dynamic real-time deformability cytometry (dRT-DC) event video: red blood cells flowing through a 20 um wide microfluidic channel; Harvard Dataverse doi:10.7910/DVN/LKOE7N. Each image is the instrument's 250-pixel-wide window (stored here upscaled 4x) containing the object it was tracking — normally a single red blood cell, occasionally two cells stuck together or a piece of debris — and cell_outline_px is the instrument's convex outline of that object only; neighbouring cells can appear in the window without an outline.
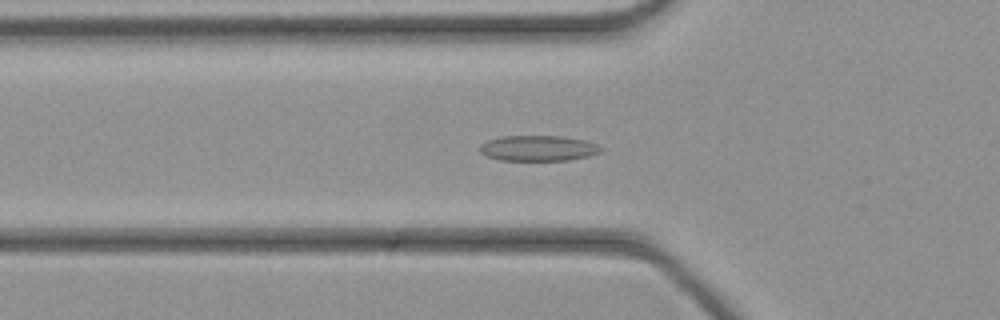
{"species": "common noctule bat (a hibernating species)", "species_latin": "Nyctalus noctula", "temperature_condition": "cold", "stored_images_in_passage": 41, "camera_frame_rate_fps": 3000, "um_per_image_px": 0.085, "animal": {"sex": "female", "body_mass_g": 21.9}, "frame": {"image": 1, "passage_image": 11, "time_ms": 3.333, "image_size_px": [1000, 320], "cell_outline_px": [[604, 148], [600, 152], [588, 156], [568, 160], [500, 160], [488, 156], [480, 152], [480, 144], [488, 140], [500, 136], [560, 136], [584, 140], [596, 144]], "centroid_in_image_um": [45.74, 12.59], "position_along_channel_um": 80.1, "area_um2": 17.92}}
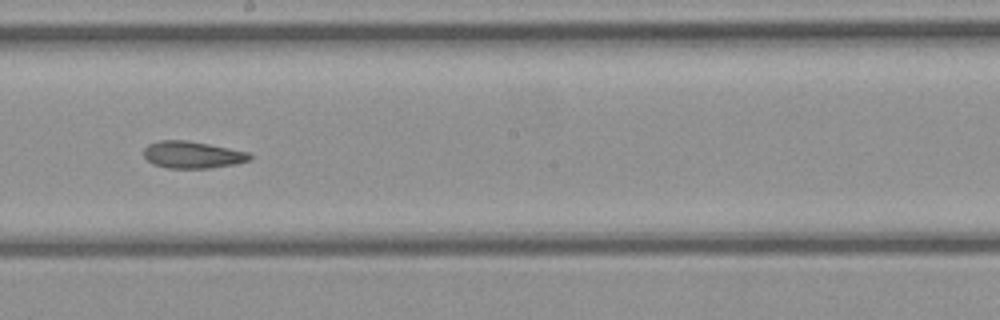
{"frame": {"image": 2, "passage_image": 21, "time_ms": 6.667, "image_size_px": [1000, 320], "cell_outline_px": [[252, 160], [236, 164], [208, 168], [168, 168], [152, 164], [144, 156], [144, 148], [148, 144], [160, 140], [188, 140], [248, 152], [252, 156]], "centroid_in_image_um": [16.35, 13.16], "position_along_channel_um": 231.8, "area_um2": 16.7}}
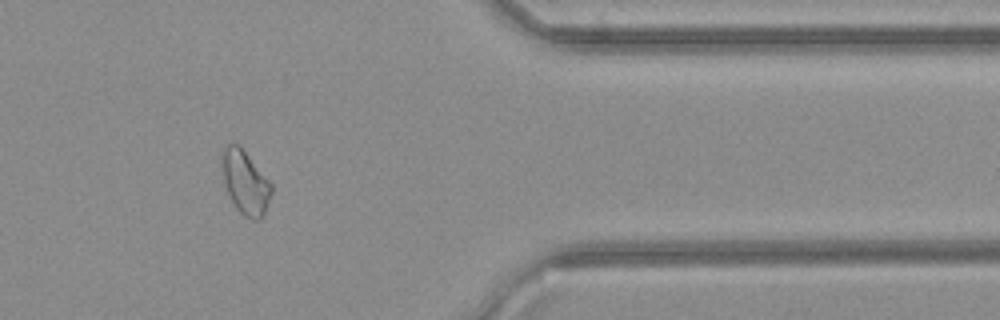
{"frame": {"image": 3, "passage_image": 33, "time_ms": 10.667, "image_size_px": [1000, 320], "cell_outline_px": [[272, 192], [264, 216], [260, 220], [252, 220], [244, 216], [236, 208], [228, 192], [224, 180], [220, 156], [220, 152], [228, 144], [240, 144], [272, 184]], "centroid_in_image_um": [20.86, 15.49], "position_along_channel_um": 390.5, "area_um2": 18.5}}